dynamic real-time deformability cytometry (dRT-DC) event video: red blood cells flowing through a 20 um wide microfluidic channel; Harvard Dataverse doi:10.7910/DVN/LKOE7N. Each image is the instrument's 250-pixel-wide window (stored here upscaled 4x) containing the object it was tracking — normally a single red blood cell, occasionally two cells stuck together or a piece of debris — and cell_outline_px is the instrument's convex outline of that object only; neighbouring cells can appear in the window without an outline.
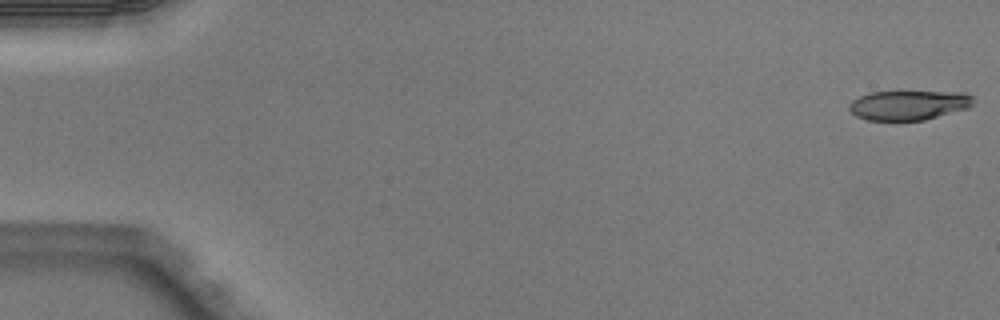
{"species": "Egyptian fruit bat (a non-hibernating species)", "species_latin": "Rousettus aegyptiacus", "temperature_condition": "warm", "stored_images_in_passage": 6, "camera_frame_rate_fps": 3000, "um_per_image_px": 0.085, "animal": {"sex": "male"}, "frame": {"image": 1, "passage_image": 1, "time_ms": 0.0, "image_size_px": [1000, 320], "cell_outline_px": [[972, 104], [968, 108], [924, 120], [868, 120], [856, 116], [848, 108], [848, 104], [852, 100], [860, 96], [872, 92], [964, 92], [972, 96]], "centroid_in_image_um": [77.21, 8.94], "position_along_channel_um": 7.8, "area_um2": 21.21}}
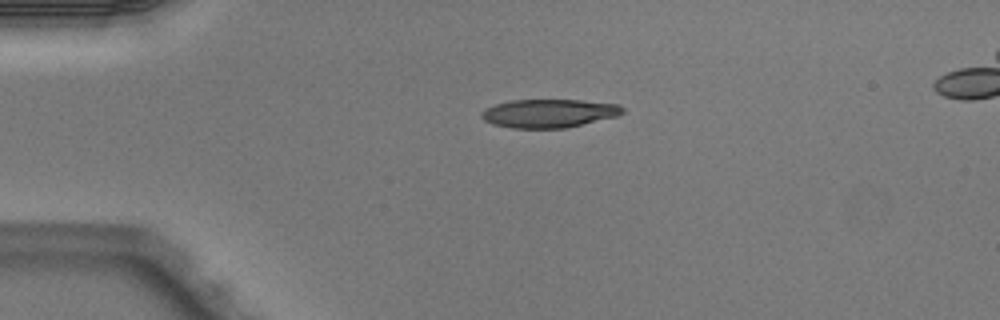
{"frame": {"image": 2, "passage_image": 4, "time_ms": 1.0, "image_size_px": [1000, 320], "cell_outline_px": [[624, 112], [616, 116], [568, 128], [512, 128], [492, 124], [484, 120], [480, 116], [480, 112], [484, 108], [496, 104], [512, 100], [580, 100], [620, 104], [624, 108]], "centroid_in_image_um": [46.64, 9.63], "position_along_channel_um": 38.4, "area_um2": 23.52}}